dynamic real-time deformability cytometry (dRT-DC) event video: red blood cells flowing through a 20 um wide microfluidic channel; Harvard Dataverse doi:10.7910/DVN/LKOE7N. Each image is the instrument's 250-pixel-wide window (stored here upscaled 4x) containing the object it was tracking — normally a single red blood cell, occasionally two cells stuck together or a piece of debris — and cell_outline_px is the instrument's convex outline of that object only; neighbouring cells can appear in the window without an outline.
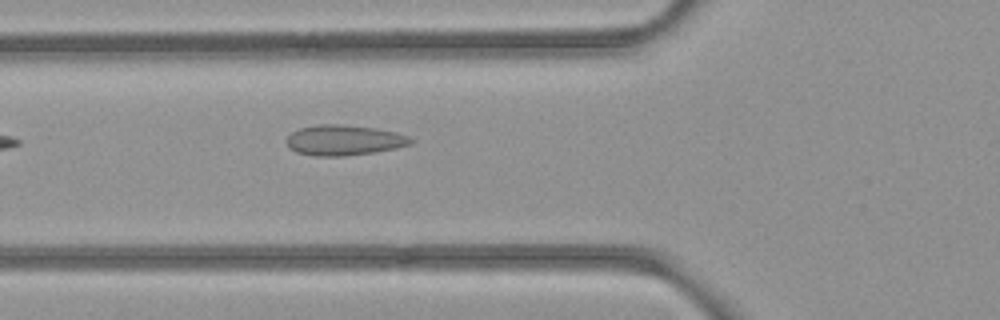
{"species": "common noctule bat (a hibernating species)", "species_latin": "Nyctalus noctula", "temperature_condition": "room temperature", "stored_images_in_passage": 36, "camera_frame_rate_fps": 3000, "um_per_image_px": 0.085, "animal": {"sex": "female", "body_mass_g": 21.9}, "frame": {"image": 1, "passage_image": 3, "time_ms": 0.667, "image_size_px": [1000, 320], "cell_outline_px": [[412, 144], [396, 148], [372, 152], [344, 156], [312, 156], [296, 152], [288, 148], [284, 140], [292, 132], [300, 128], [320, 124], [340, 124], [376, 128], [396, 132], [408, 136], [412, 140]], "centroid_in_image_um": [29.19, 11.92], "position_along_channel_um": 96.6, "area_um2": 22.08}}
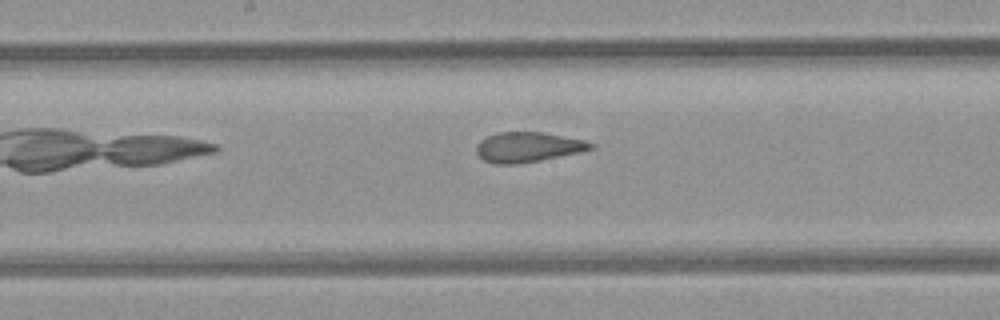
{"frame": {"image": 2, "passage_image": 11, "time_ms": 3.333, "image_size_px": [1000, 320], "cell_outline_px": [[596, 148], [580, 152], [520, 164], [496, 164], [484, 160], [476, 152], [476, 144], [480, 140], [488, 136], [500, 132], [544, 132], [584, 140], [596, 144]], "centroid_in_image_um": [44.89, 12.5], "position_along_channel_um": 203.3, "area_um2": 20.06}}
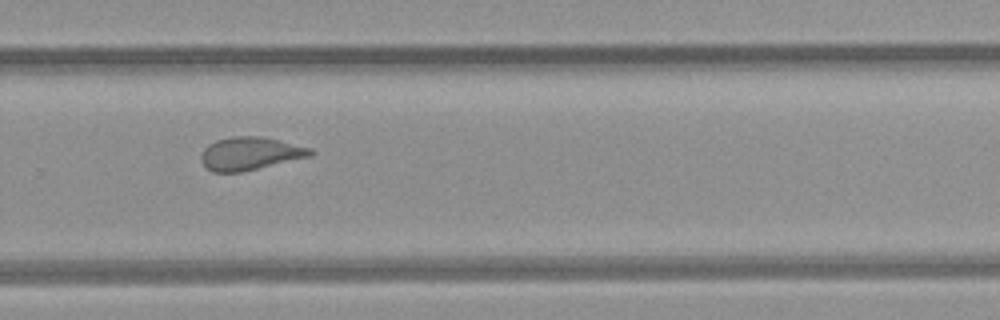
{"frame": {"image": 3, "passage_image": 19, "time_ms": 6.0, "image_size_px": [1000, 320], "cell_outline_px": [[316, 152], [312, 156], [244, 172], [212, 172], [200, 160], [200, 156], [204, 148], [208, 144], [216, 140], [232, 136], [260, 136], [312, 148]], "centroid_in_image_um": [21.27, 13.06], "position_along_channel_um": 308.5, "area_um2": 21.21}, "authors_computed_cell_mechanics": {"area_um2": 21.1837, "velocity_mm_per_s": 3.9676, "shape_relaxation_time_tau1_ms": null, "shape_relaxation_time_tau2_ms": 1.2978, "deformation_change_tau1": null, "deformation_change_tau2": 0.0648}}